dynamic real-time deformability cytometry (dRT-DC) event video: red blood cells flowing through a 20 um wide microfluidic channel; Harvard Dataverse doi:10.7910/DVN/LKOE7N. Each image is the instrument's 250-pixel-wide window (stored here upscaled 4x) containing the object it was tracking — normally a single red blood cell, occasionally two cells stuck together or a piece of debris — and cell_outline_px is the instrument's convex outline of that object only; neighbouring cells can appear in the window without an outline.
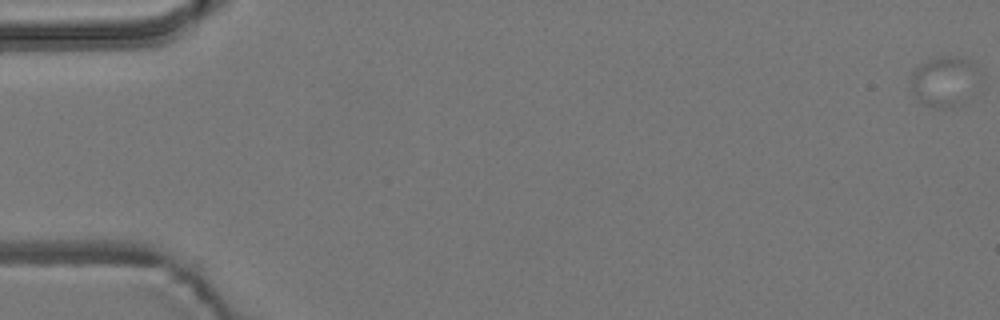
{"species": "common noctule bat (a hibernating species)", "species_latin": "Nyctalus noctula", "temperature_condition": "room temperature", "stored_images_in_passage": 59, "camera_frame_rate_fps": 3000, "um_per_image_px": 0.085, "animal": {"sex": "male", "body_mass_g": 19.2, "forearm_length_mm": 51.8}, "frame": {"image": 1, "passage_image": 1, "time_ms": 0.0, "image_size_px": [1000, 320], "cell_outline_px": [[984, 72], [964, 104], [948, 108], [944, 108], [924, 104], [916, 100], [908, 88], [908, 80], [912, 68], [916, 64], [928, 60], [944, 56], [956, 56], [968, 60], [980, 68]], "centroid_in_image_um": [80.23, 6.9], "position_along_channel_um": 4.8, "area_um2": 21.15}}
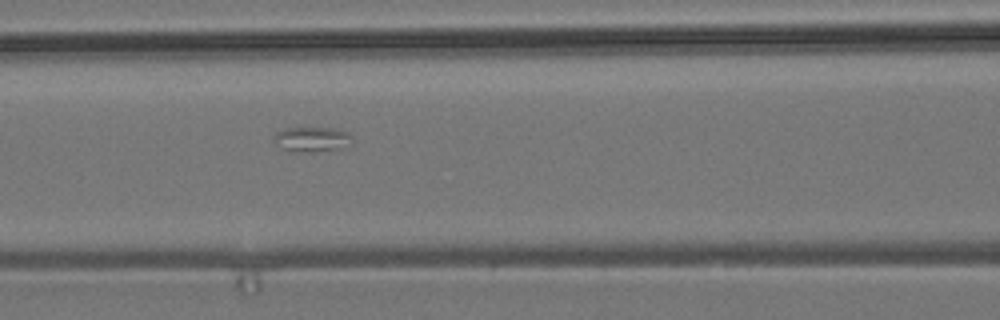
{"frame": {"image": 2, "passage_image": 26, "time_ms": 8.333, "image_size_px": [1000, 320], "cell_outline_px": [[352, 136], [348, 148], [308, 152], [280, 148], [272, 140], [276, 132], [284, 128], [332, 128], [348, 132]], "centroid_in_image_um": [26.53, 11.83], "position_along_channel_um": 140.1, "area_um2": 11.39}}
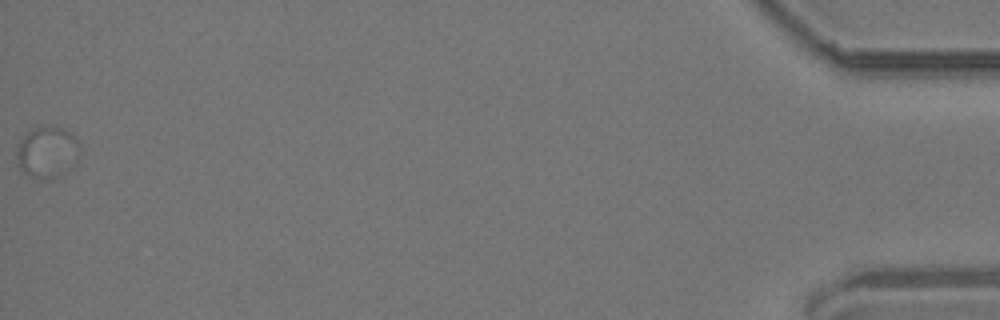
{"frame": {"image": 3, "passage_image": 59, "time_ms": 19.333, "image_size_px": [1000, 320], "cell_outline_px": [[80, 152], [76, 164], [72, 168], [56, 180], [36, 180], [28, 176], [20, 168], [16, 152], [16, 148], [20, 140], [28, 132], [36, 128], [60, 128], [72, 132], [80, 144]], "centroid_in_image_um": [4.06, 13.02], "position_along_channel_um": 431.1, "area_um2": 19.36}}